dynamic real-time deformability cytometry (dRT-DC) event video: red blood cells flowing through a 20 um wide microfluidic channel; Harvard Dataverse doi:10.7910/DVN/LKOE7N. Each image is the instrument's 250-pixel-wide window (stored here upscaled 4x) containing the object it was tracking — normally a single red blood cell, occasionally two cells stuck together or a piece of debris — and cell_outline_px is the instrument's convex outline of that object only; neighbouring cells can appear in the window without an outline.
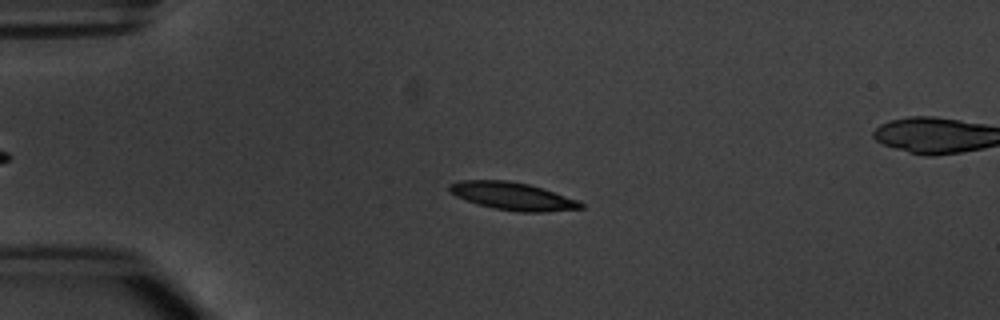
{"species": "common noctule bat (a hibernating species)", "species_latin": "Nyctalus noctula", "temperature_condition": "warm", "stored_images_in_passage": 6, "segment_of_instrument_passage": [1, 2], "camera_frame_rate_fps": 3000, "um_per_image_px": 0.085, "animal": {"sex": "male", "body_mass_g": 20.1, "forearm_length_mm": 53.5}, "frame": {"image": 1, "passage_image": 4, "time_ms": 4.333, "image_size_px": [1000, 320], "cell_outline_px": [[584, 208], [544, 212], [520, 212], [496, 208], [476, 204], [456, 196], [448, 188], [448, 184], [460, 180], [508, 180], [528, 184], [576, 200], [584, 204]], "centroid_in_image_um": [43.53, 16.67], "position_along_channel_um": 41.5, "area_um2": 20.87}}